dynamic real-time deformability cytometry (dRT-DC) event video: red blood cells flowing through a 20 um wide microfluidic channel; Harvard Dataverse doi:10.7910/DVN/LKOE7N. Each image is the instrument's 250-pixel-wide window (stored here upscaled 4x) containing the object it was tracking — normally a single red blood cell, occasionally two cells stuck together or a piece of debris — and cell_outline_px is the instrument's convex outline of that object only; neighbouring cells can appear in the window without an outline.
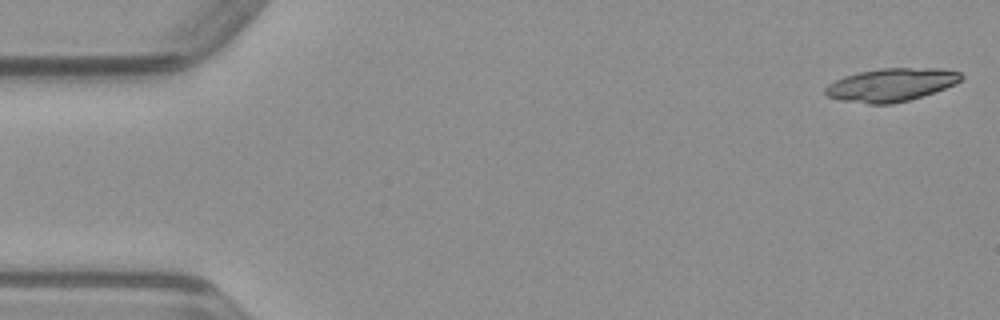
{"species": "common noctule bat (a hibernating species)", "species_latin": "Nyctalus noctula", "temperature_condition": "warm", "stored_images_in_passage": 16, "camera_frame_rate_fps": 3000, "um_per_image_px": 0.085, "animal": {"sex": "male", "body_mass_g": 23.1, "forearm_length_mm": 52.7}, "frame": {"image": 1, "passage_image": 1, "time_ms": 0.0, "image_size_px": [1000, 320], "cell_outline_px": [[964, 76], [956, 84], [908, 100], [892, 104], [868, 104], [840, 100], [828, 96], [824, 92], [824, 88], [828, 84], [844, 76], [860, 72], [880, 68], [940, 68], [960, 72]], "centroid_in_image_um": [75.73, 7.2], "position_along_channel_um": 9.3, "area_um2": 26.07}}